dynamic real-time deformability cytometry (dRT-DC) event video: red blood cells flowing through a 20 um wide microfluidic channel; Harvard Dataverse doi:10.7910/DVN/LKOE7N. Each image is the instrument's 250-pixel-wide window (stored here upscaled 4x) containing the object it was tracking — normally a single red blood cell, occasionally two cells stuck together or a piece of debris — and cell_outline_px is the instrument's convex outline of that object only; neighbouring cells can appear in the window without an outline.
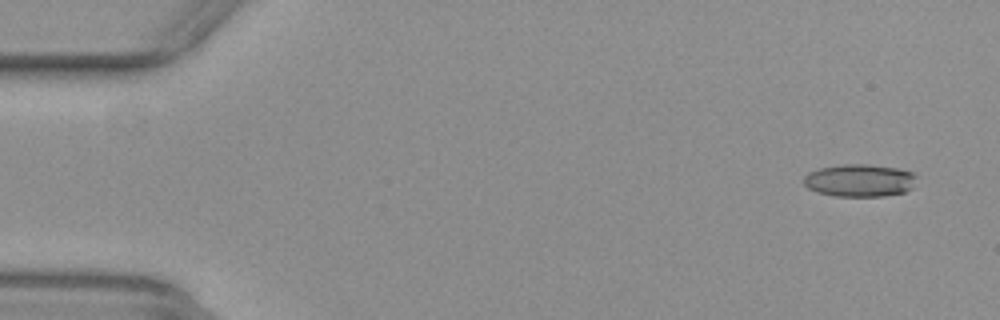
{"species": "common noctule bat (a hibernating species)", "species_latin": "Nyctalus noctula", "temperature_condition": "warm", "stored_images_in_passage": 53, "camera_frame_rate_fps": 3000, "um_per_image_px": 0.085, "animal": {"sex": "female", "body_mass_g": 29.2, "forearm_length_mm": 56.3}, "frame": {"image": 1, "passage_image": 3, "time_ms": 0.667, "image_size_px": [1000, 320], "cell_outline_px": [[916, 176], [912, 188], [904, 192], [884, 196], [832, 196], [816, 192], [808, 188], [804, 184], [804, 176], [808, 172], [820, 168], [844, 164], [868, 164], [900, 168], [912, 172]], "centroid_in_image_um": [73.06, 15.33], "position_along_channel_um": 11.9, "area_um2": 21.56}}
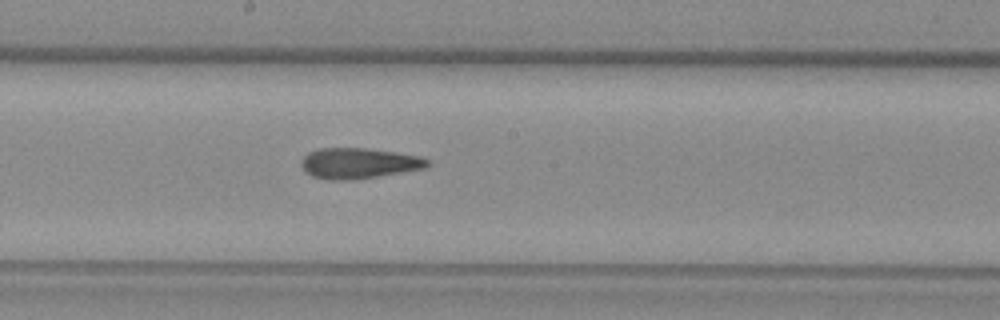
{"frame": {"image": 2, "passage_image": 29, "time_ms": 9.333, "image_size_px": [1000, 320], "cell_outline_px": [[428, 164], [424, 168], [352, 180], [328, 180], [312, 176], [304, 172], [300, 164], [304, 156], [308, 152], [320, 148], [364, 148], [420, 156], [428, 160]], "centroid_in_image_um": [30.4, 13.88], "position_along_channel_um": 217.8, "area_um2": 22.25}}
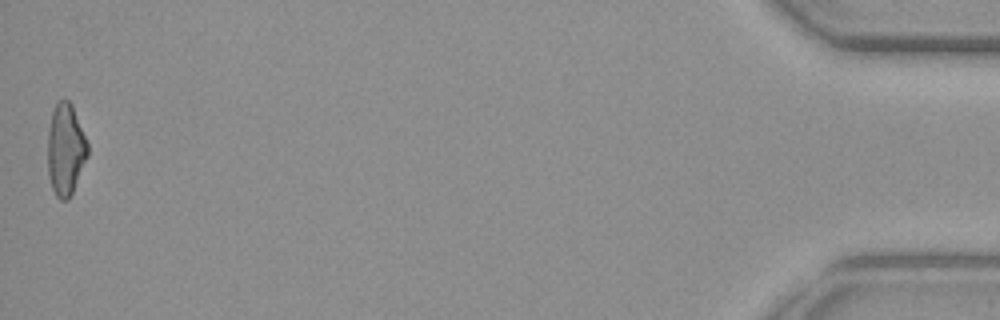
{"frame": {"image": 3, "passage_image": 53, "time_ms": 17.333, "image_size_px": [1000, 320], "cell_outline_px": [[88, 156], [72, 192], [68, 200], [60, 200], [56, 196], [52, 188], [48, 176], [48, 132], [52, 112], [56, 100], [68, 100], [72, 104], [88, 144]], "centroid_in_image_um": [5.57, 12.7], "position_along_channel_um": 429.6, "area_um2": 21.33}, "authors_computed_cell_mechanics": {"area_um2": 22.1374, "velocity_mm_per_s": 3.9099, "shape_relaxation_time_tau1_ms": null, "shape_relaxation_time_tau2_ms": 5.6319, "deformation_change_tau1": null, "deformation_change_tau2": 0.1816}}